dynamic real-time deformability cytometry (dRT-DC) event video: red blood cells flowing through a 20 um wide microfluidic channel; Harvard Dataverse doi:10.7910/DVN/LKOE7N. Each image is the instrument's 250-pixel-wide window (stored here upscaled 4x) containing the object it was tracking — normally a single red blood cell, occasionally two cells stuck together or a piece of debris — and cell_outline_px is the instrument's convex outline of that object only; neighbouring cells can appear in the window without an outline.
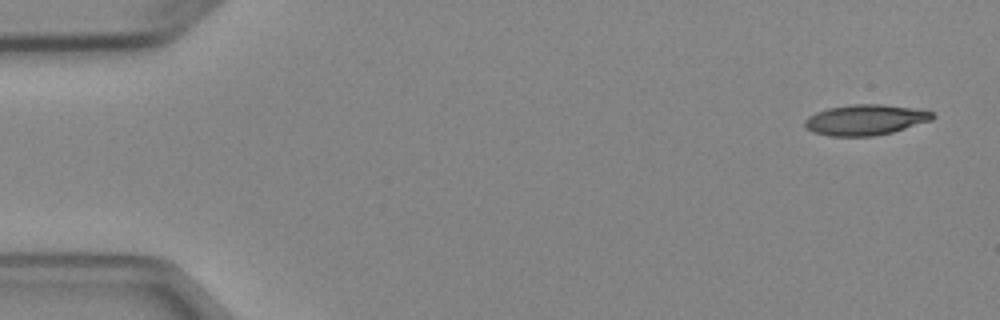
{"species": "Egyptian fruit bat (a non-hibernating species)", "species_latin": "Rousettus aegyptiacus", "temperature_condition": "cold", "stored_images_in_passage": 5, "camera_frame_rate_fps": 3000, "um_per_image_px": 0.085, "animal": {"sex": "female"}, "frame": {"image": 1, "passage_image": 1, "time_ms": 0.0, "image_size_px": [1000, 320], "cell_outline_px": [[936, 116], [932, 120], [892, 132], [872, 136], [828, 136], [812, 132], [804, 128], [804, 120], [808, 116], [816, 112], [828, 108], [852, 104], [884, 104], [916, 108], [932, 112]], "centroid_in_image_um": [73.53, 10.18], "position_along_channel_um": 11.5, "area_um2": 22.95}}
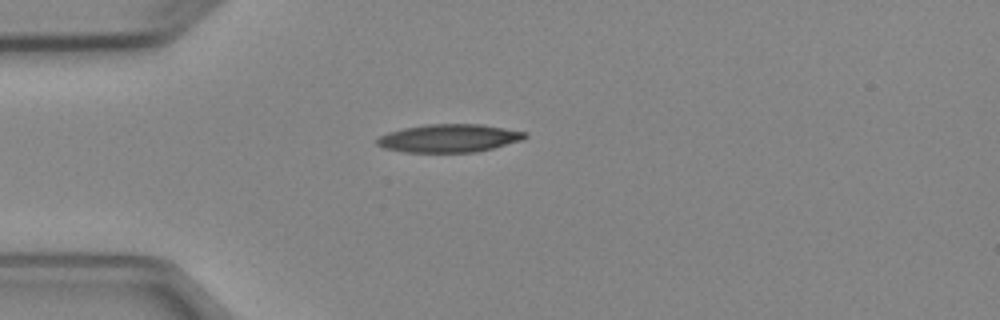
{"frame": {"image": 2, "passage_image": 4, "time_ms": 3.667, "image_size_px": [1000, 320], "cell_outline_px": [[528, 136], [524, 140], [476, 152], [404, 152], [384, 148], [376, 144], [376, 140], [380, 136], [388, 132], [404, 128], [428, 124], [480, 124], [528, 132]], "centroid_in_image_um": [38.19, 11.75], "position_along_channel_um": 46.8, "area_um2": 24.22}}